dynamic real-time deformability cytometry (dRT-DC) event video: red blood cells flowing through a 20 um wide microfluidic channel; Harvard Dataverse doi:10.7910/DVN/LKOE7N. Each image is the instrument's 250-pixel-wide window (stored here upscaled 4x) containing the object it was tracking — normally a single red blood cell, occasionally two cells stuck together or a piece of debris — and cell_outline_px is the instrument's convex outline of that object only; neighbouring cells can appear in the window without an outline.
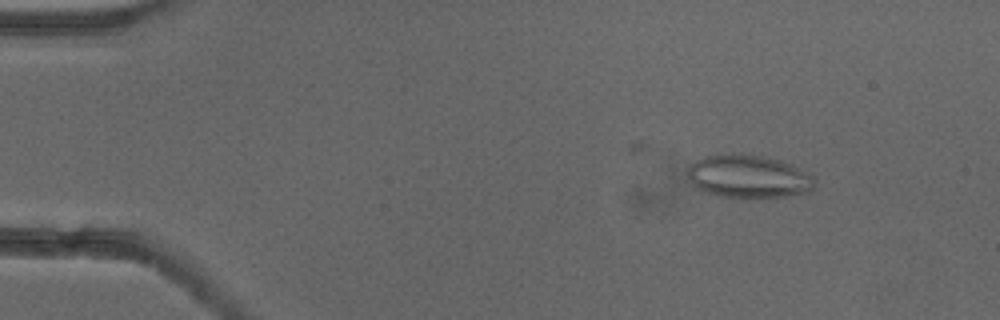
{"species": "common noctule bat (a hibernating species)", "species_latin": "Nyctalus noctula", "temperature_condition": "cold", "stored_images_in_passage": 52, "camera_frame_rate_fps": 3000, "um_per_image_px": 0.085, "animal": {"sex": "female"}, "frame": {"image": 1, "passage_image": 6, "time_ms": 1.667, "image_size_px": [1000, 320], "cell_outline_px": [[816, 180], [812, 188], [808, 192], [788, 196], [716, 196], [704, 192], [696, 188], [692, 184], [688, 176], [688, 168], [696, 160], [704, 156], [760, 156], [780, 160], [812, 176]], "centroid_in_image_um": [63.59, 15.03], "position_along_channel_um": 21.4, "area_um2": 30.63}}
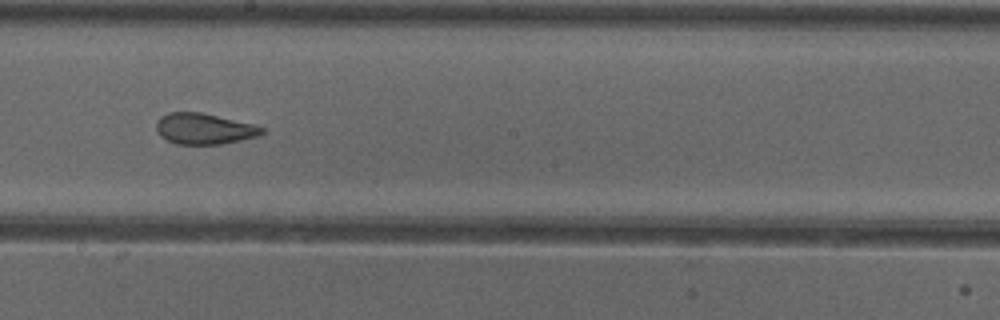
{"frame": {"image": 2, "passage_image": 29, "time_ms": 9.333, "image_size_px": [1000, 320], "cell_outline_px": [[264, 132], [256, 136], [240, 140], [220, 144], [176, 144], [160, 136], [156, 128], [156, 120], [160, 116], [168, 112], [200, 112], [252, 124], [264, 128]], "centroid_in_image_um": [17.29, 10.94], "position_along_channel_um": 230.9, "area_um2": 18.84}}
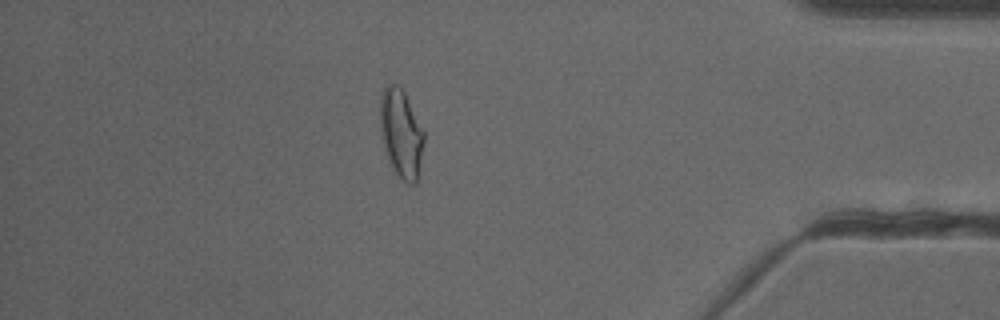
{"frame": {"image": 3, "passage_image": 45, "time_ms": 14.667, "image_size_px": [1000, 320], "cell_outline_px": [[424, 140], [416, 184], [408, 184], [396, 176], [388, 160], [384, 148], [380, 128], [380, 92], [388, 84], [396, 84], [404, 92], [424, 128]], "centroid_in_image_um": [34.09, 11.35], "position_along_channel_um": 401.1, "area_um2": 22.83}, "authors_computed_cell_mechanics": {"area_um2": 23.0044, "velocity_mm_per_s": 3.9, "shape_relaxation_time_tau1_ms": null, "shape_relaxation_time_tau2_ms": 1.2833, "deformation_change_tau1": null, "deformation_change_tau2": 0.0712}}